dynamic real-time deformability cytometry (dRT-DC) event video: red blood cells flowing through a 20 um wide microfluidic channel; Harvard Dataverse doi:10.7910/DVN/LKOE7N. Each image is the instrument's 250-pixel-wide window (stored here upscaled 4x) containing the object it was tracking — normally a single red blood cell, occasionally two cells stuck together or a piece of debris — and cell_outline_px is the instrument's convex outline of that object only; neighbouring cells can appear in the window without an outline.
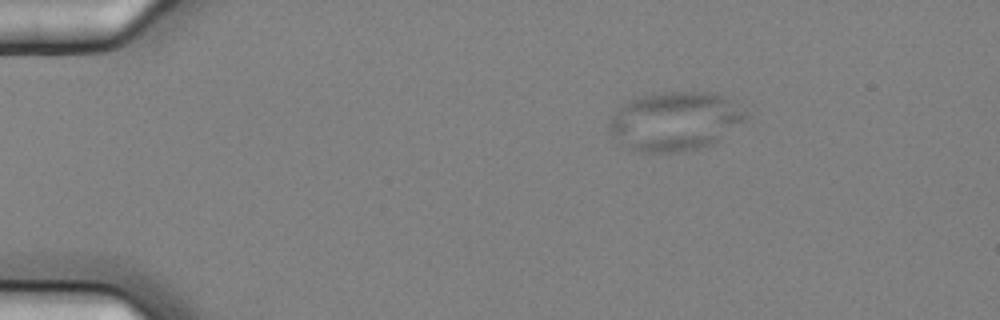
{"species": "common noctule bat (a hibernating species)", "species_latin": "Nyctalus noctula", "temperature_condition": "cold", "stored_images_in_passage": 10, "camera_frame_rate_fps": 3000, "um_per_image_px": 0.085, "animal": {"sex": "female", "body_mass_g": 25.1}, "frame": {"image": 1, "passage_image": 1, "time_ms": 0.0, "image_size_px": [1000, 320], "cell_outline_px": [[748, 120], [716, 144], [684, 152], [644, 152], [632, 148], [612, 136], [608, 128], [608, 124], [612, 116], [628, 100], [636, 96], [664, 92], [716, 92], [724, 96], [748, 112]], "centroid_in_image_um": [57.46, 10.3], "position_along_channel_um": 27.5, "area_um2": 47.34}}
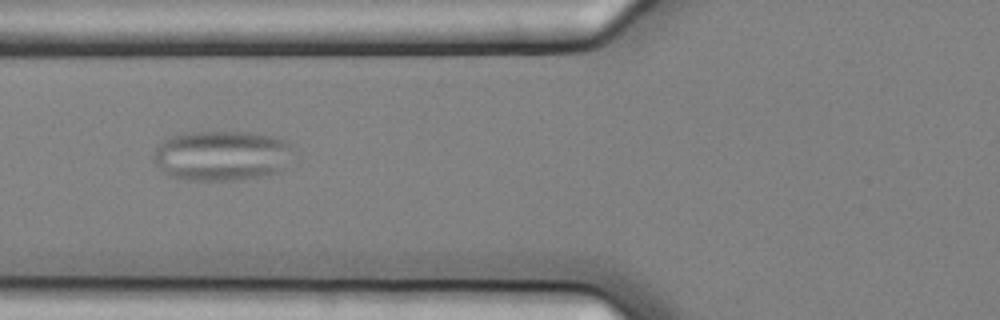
{"frame": {"image": 2, "passage_image": 4, "time_ms": 1.0, "image_size_px": [1000, 320], "cell_outline_px": [[292, 144], [280, 172], [240, 180], [188, 180], [172, 176], [164, 172], [152, 160], [152, 156], [156, 148], [164, 140], [180, 132], [248, 132], [272, 136], [284, 140]], "centroid_in_image_um": [18.78, 13.22], "position_along_channel_um": 107.0, "area_um2": 40.52}}
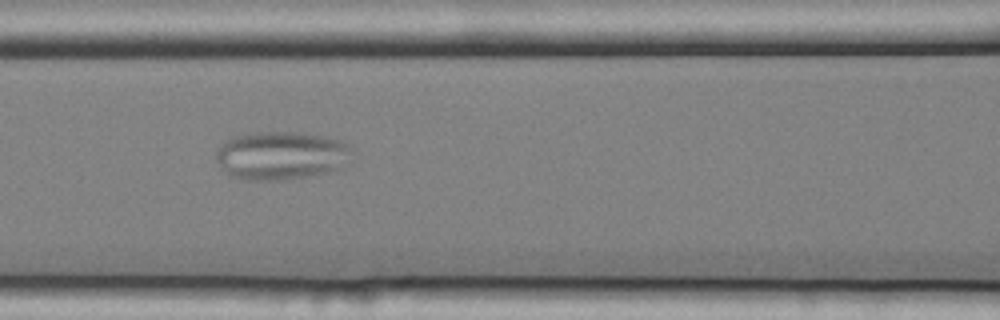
{"frame": {"image": 3, "passage_image": 5, "time_ms": 1.333, "image_size_px": [1000, 320], "cell_outline_px": [[352, 160], [328, 172], [308, 176], [280, 180], [248, 180], [228, 176], [216, 160], [216, 152], [224, 140], [232, 136], [244, 132], [300, 132], [324, 136], [340, 140], [348, 144], [352, 152]], "centroid_in_image_um": [23.86, 13.2], "position_along_channel_um": 142.7, "area_um2": 38.73}}